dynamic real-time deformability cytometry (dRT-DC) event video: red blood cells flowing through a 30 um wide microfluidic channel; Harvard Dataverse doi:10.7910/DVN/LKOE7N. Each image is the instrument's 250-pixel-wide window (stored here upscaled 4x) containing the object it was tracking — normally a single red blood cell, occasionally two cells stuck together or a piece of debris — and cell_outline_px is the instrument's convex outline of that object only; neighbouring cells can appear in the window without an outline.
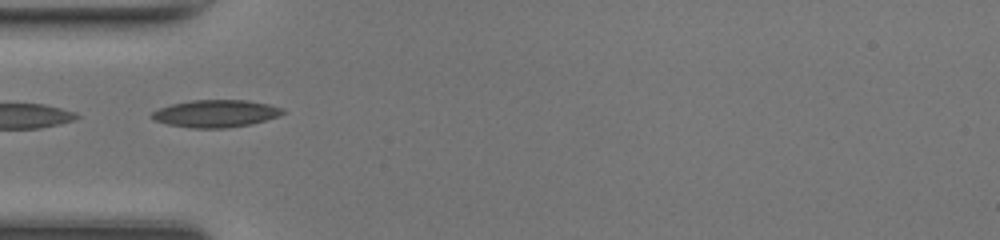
{"species": "common noctule bat (a hibernating species)", "species_latin": "Nyctalus noctula", "temperature_condition": "room temperature", "stored_images_in_passage": 32, "camera_frame_rate_fps": 3000, "um_per_image_px": 0.085, "animal": {"sex": "female", "body_mass_g": 17.0, "forearm_length_mm": 48.0}, "frame": {"image": 1, "passage_image": 1, "time_ms": 0.0, "image_size_px": [1000, 240], "cell_outline_px": [[284, 112], [276, 116], [252, 124], [224, 128], [192, 128], [168, 124], [152, 120], [148, 116], [152, 112], [160, 108], [172, 104], [192, 100], [248, 100], [268, 104], [284, 108]], "centroid_in_image_um": [18.29, 9.65], "position_along_channel_um": 66.7, "area_um2": 20.81}, "authors_computed_cell_mechanics": {"area_um2": 18.8428, "velocity_mm_per_s": 4.3279, "shape_relaxation_time_tau1_ms": 4.4272, "shape_relaxation_time_tau2_ms": 1.7196, "deformation_change_tau1": 0.1766, "deformation_change_tau2": 0.0769}}